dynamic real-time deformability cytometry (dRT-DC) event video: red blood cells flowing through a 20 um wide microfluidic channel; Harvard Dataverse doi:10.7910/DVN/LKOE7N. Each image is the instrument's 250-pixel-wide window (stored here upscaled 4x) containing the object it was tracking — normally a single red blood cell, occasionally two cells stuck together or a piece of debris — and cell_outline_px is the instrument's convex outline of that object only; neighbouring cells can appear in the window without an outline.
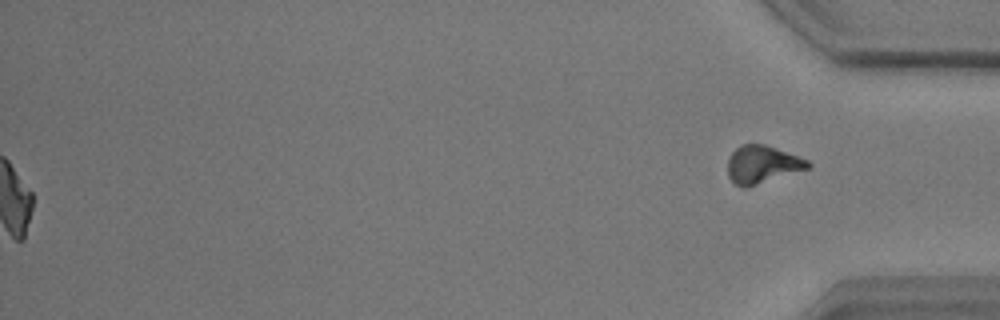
{"species": "common noctule bat (a hibernating species)", "species_latin": "Nyctalus noctula", "temperature_condition": "warm", "stored_images_in_passage": 59, "segment_of_instrument_passage": [2, 2], "camera_frame_rate_fps": 3000, "um_per_image_px": 0.085, "animal": {"sex": "male", "body_mass_g": 17.9}, "frame": {"image": 1, "passage_image": 59, "time_ms": 19.333, "image_size_px": [1000, 320], "cell_outline_px": [[812, 164], [808, 168], [748, 188], [744, 188], [736, 184], [728, 176], [728, 160], [732, 152], [740, 144], [764, 144], [776, 148], [808, 160]], "centroid_in_image_um": [64.78, 13.99], "position_along_channel_um": 370.4, "area_um2": 17.57}}